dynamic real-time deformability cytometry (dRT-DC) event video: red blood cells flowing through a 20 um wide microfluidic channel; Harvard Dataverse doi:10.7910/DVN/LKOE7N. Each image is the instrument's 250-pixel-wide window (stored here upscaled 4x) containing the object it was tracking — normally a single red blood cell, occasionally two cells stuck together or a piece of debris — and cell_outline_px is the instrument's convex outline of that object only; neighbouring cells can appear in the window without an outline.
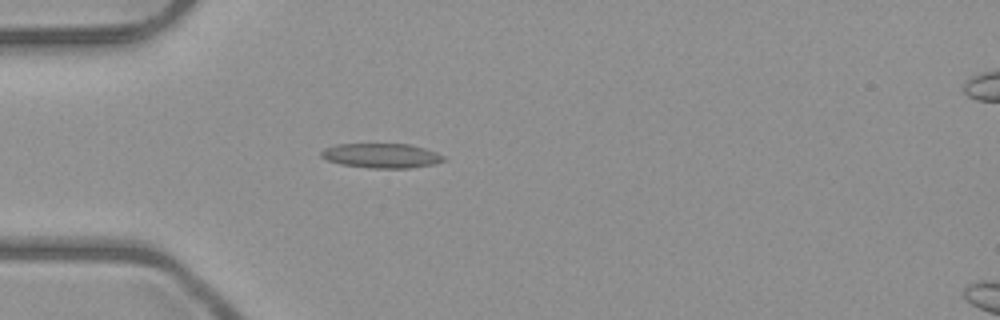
{"species": "common noctule bat (a hibernating species)", "species_latin": "Nyctalus noctula", "temperature_condition": "room temperature", "stored_images_in_passage": 1, "camera_frame_rate_fps": 3000, "um_per_image_px": 0.085, "animal": {"sex": "male", "body_mass_g": 23.1, "forearm_length_mm": 52.7}, "frame": {"image": 1, "passage_image": 1, "time_ms": 0.0, "image_size_px": [1000, 320], "cell_outline_px": [[444, 160], [436, 164], [408, 168], [372, 168], [344, 164], [328, 160], [320, 156], [320, 152], [324, 148], [336, 144], [408, 144], [424, 148], [436, 152], [444, 156]], "centroid_in_image_um": [32.43, 13.22], "position_along_channel_um": 52.6, "area_um2": 17.4}}